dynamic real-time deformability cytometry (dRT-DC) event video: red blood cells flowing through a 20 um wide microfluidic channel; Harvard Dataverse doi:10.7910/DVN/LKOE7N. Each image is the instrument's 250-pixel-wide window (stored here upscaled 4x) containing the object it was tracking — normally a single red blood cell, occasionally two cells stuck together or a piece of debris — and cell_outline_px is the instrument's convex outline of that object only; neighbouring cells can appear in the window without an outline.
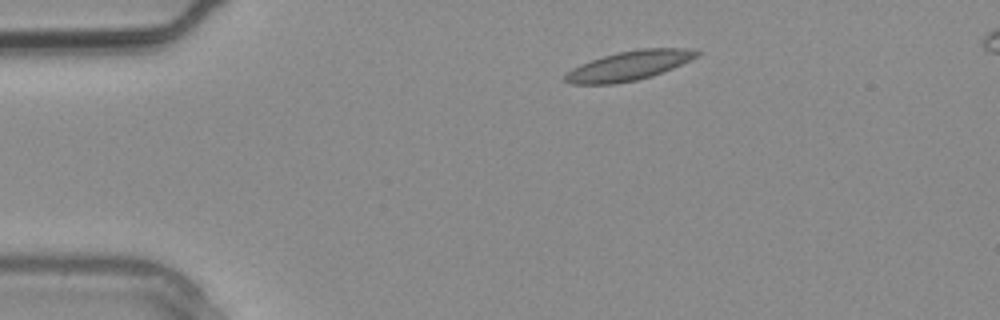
{"species": "common noctule bat (a hibernating species)", "species_latin": "Nyctalus noctula", "temperature_condition": "warm", "stored_images_in_passage": 2, "camera_frame_rate_fps": 3000, "um_per_image_px": 0.085, "animal": {"sex": "male", "body_mass_g": 20.4}, "frame": {"image": 1, "passage_image": 2, "time_ms": 0.333, "image_size_px": [1000, 320], "cell_outline_px": [[700, 52], [692, 60], [652, 76], [636, 80], [612, 84], [572, 84], [564, 80], [564, 76], [572, 68], [580, 64], [604, 56], [620, 52], [640, 48], [692, 48]], "centroid_in_image_um": [53.48, 5.58], "position_along_channel_um": 31.5, "area_um2": 22.37}}